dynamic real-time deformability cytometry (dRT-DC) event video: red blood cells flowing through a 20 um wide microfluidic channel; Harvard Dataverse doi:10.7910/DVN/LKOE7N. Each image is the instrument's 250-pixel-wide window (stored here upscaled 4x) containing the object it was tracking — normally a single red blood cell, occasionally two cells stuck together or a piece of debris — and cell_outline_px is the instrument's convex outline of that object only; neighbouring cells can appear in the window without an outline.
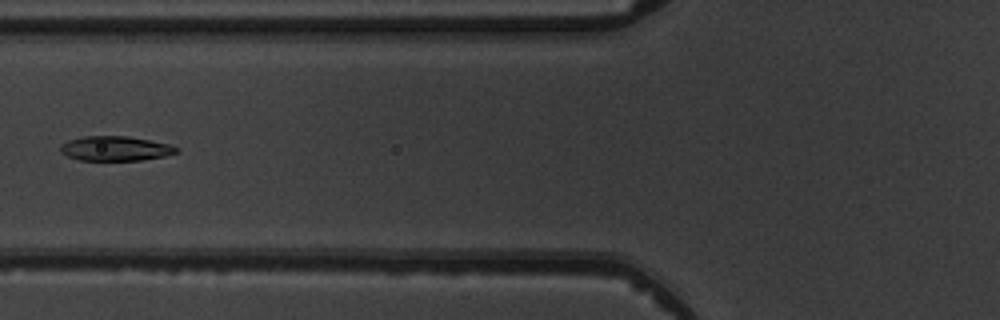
{"species": "common noctule bat (a hibernating species)", "species_latin": "Nyctalus noctula", "temperature_condition": "warm", "stored_images_in_passage": 4, "camera_frame_rate_fps": 3000, "um_per_image_px": 0.085, "animal": {"sex": "male", "body_mass_g": 19.5, "forearm_length_mm": 54.6}, "frame": {"image": 1, "passage_image": 4, "time_ms": 3.333, "image_size_px": [1000, 320], "cell_outline_px": [[180, 152], [164, 156], [140, 160], [80, 160], [68, 156], [60, 152], [60, 144], [68, 140], [84, 136], [128, 136], [172, 144], [180, 148]], "centroid_in_image_um": [9.84, 12.61], "position_along_channel_um": 116.0, "area_um2": 16.82}}